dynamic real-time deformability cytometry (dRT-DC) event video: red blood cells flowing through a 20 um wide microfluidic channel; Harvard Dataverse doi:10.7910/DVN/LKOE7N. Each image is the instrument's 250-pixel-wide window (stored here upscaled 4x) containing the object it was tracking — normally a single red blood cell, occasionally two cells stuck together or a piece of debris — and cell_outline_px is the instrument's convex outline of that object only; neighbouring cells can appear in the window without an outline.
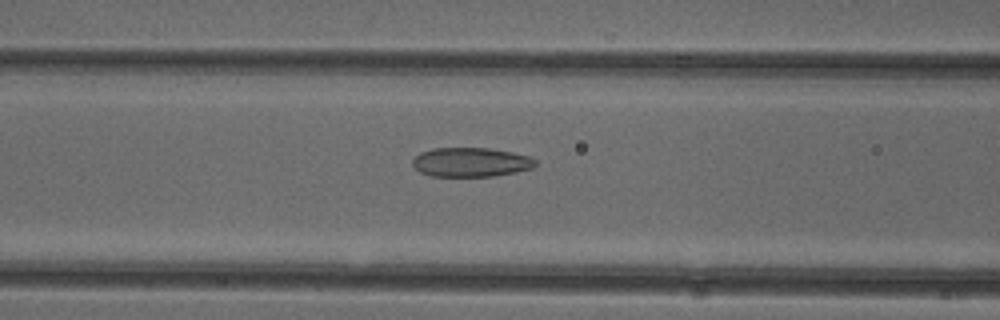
{"species": "common noctule bat (a hibernating species)", "species_latin": "Nyctalus noctula", "temperature_condition": "cold", "stored_images_in_passage": 38, "camera_frame_rate_fps": 3000, "um_per_image_px": 0.085, "animal": {"sex": "female"}, "frame": {"image": 1, "passage_image": 7, "time_ms": 2.0, "image_size_px": [1000, 320], "cell_outline_px": [[536, 164], [532, 168], [516, 172], [496, 176], [428, 176], [420, 172], [412, 164], [412, 160], [420, 152], [432, 148], [488, 148], [512, 152], [532, 156], [536, 160]], "centroid_in_image_um": [40.03, 13.78], "position_along_channel_um": 126.6, "area_um2": 21.1}}
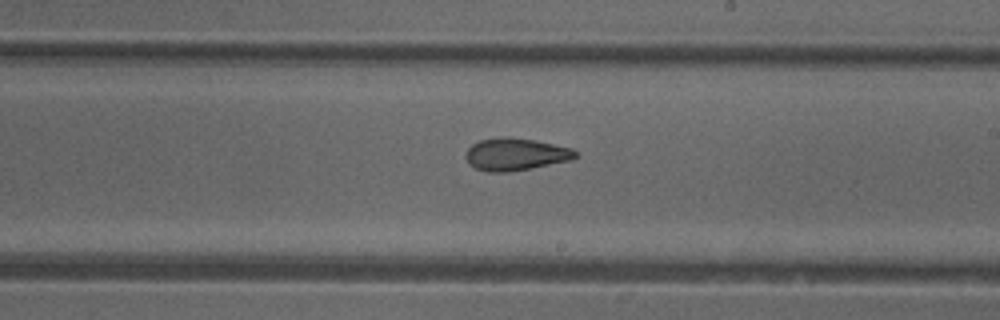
{"frame": {"image": 2, "passage_image": 16, "time_ms": 5.0, "image_size_px": [1000, 320], "cell_outline_px": [[580, 156], [572, 160], [532, 168], [508, 172], [488, 172], [476, 168], [468, 164], [464, 156], [468, 148], [472, 144], [480, 140], [504, 136], [508, 136], [536, 140], [572, 148]], "centroid_in_image_um": [43.83, 13.11], "position_along_channel_um": 245.2, "area_um2": 20.98}}
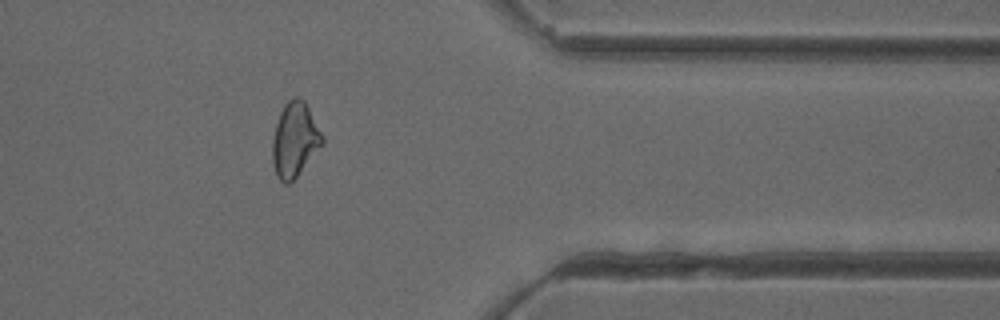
{"frame": {"image": 3, "passage_image": 28, "time_ms": 9.0, "image_size_px": [1000, 320], "cell_outline_px": [[324, 144], [296, 176], [288, 184], [284, 184], [276, 176], [272, 160], [272, 140], [276, 124], [280, 112], [284, 104], [288, 100], [296, 96], [300, 96], [304, 100], [324, 136]], "centroid_in_image_um": [25.06, 11.86], "position_along_channel_um": 386.3, "area_um2": 21.73}, "authors_computed_cell_mechanics": {"area_um2": 20.9814, "velocity_mm_per_s": 3.9479, "shape_relaxation_time_tau1_ms": null, "shape_relaxation_time_tau2_ms": 2.4077, "deformation_change_tau1": null, "deformation_change_tau2": 0.1008}}